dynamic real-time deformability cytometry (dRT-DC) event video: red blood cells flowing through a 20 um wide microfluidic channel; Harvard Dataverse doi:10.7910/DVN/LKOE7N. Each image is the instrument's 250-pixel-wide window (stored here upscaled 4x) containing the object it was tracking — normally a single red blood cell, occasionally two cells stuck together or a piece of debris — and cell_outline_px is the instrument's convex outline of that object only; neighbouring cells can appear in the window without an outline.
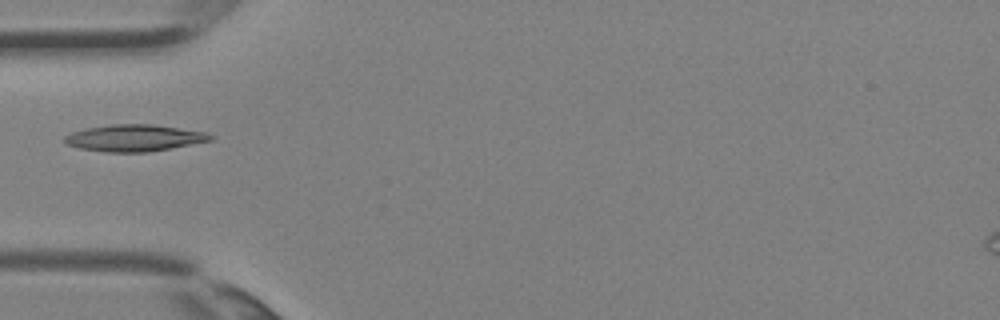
{"species": "Egyptian fruit bat (a non-hibernating species)", "species_latin": "Rousettus aegyptiacus", "temperature_condition": "room temperature", "stored_images_in_passage": 1, "camera_frame_rate_fps": 3000, "um_per_image_px": 0.085, "animal": {"sex": "female"}, "frame": {"image": 1, "passage_image": 1, "time_ms": 0.0, "image_size_px": [1000, 320], "cell_outline_px": [[216, 136], [212, 140], [148, 152], [104, 152], [80, 148], [64, 144], [64, 136], [72, 132], [84, 128], [112, 124], [152, 124], [208, 132]], "centroid_in_image_um": [11.4, 11.72], "position_along_channel_um": 73.6, "area_um2": 22.83}}